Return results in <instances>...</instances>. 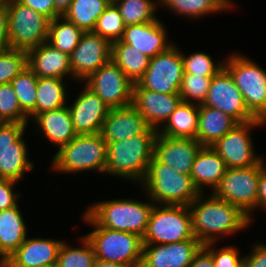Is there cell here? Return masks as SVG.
<instances>
[{"instance_id": "34", "label": "cell", "mask_w": 266, "mask_h": 267, "mask_svg": "<svg viewBox=\"0 0 266 267\" xmlns=\"http://www.w3.org/2000/svg\"><path fill=\"white\" fill-rule=\"evenodd\" d=\"M163 5L174 14L192 19L231 8L224 0H160Z\"/></svg>"}, {"instance_id": "21", "label": "cell", "mask_w": 266, "mask_h": 267, "mask_svg": "<svg viewBox=\"0 0 266 267\" xmlns=\"http://www.w3.org/2000/svg\"><path fill=\"white\" fill-rule=\"evenodd\" d=\"M149 128L145 118L131 104L111 108L103 122L100 134L108 144L144 134Z\"/></svg>"}, {"instance_id": "42", "label": "cell", "mask_w": 266, "mask_h": 267, "mask_svg": "<svg viewBox=\"0 0 266 267\" xmlns=\"http://www.w3.org/2000/svg\"><path fill=\"white\" fill-rule=\"evenodd\" d=\"M183 59L184 73L195 75H216L224 67L223 62L215 64L210 55L204 52H197L188 56L181 52Z\"/></svg>"}, {"instance_id": "6", "label": "cell", "mask_w": 266, "mask_h": 267, "mask_svg": "<svg viewBox=\"0 0 266 267\" xmlns=\"http://www.w3.org/2000/svg\"><path fill=\"white\" fill-rule=\"evenodd\" d=\"M106 154L107 143L100 133L76 135L55 153L51 170L64 174L85 170L105 173Z\"/></svg>"}, {"instance_id": "41", "label": "cell", "mask_w": 266, "mask_h": 267, "mask_svg": "<svg viewBox=\"0 0 266 267\" xmlns=\"http://www.w3.org/2000/svg\"><path fill=\"white\" fill-rule=\"evenodd\" d=\"M27 66V52L14 49L0 50V85L11 83Z\"/></svg>"}, {"instance_id": "47", "label": "cell", "mask_w": 266, "mask_h": 267, "mask_svg": "<svg viewBox=\"0 0 266 267\" xmlns=\"http://www.w3.org/2000/svg\"><path fill=\"white\" fill-rule=\"evenodd\" d=\"M9 49L7 4L0 3V50Z\"/></svg>"}, {"instance_id": "9", "label": "cell", "mask_w": 266, "mask_h": 267, "mask_svg": "<svg viewBox=\"0 0 266 267\" xmlns=\"http://www.w3.org/2000/svg\"><path fill=\"white\" fill-rule=\"evenodd\" d=\"M9 48L28 52L47 42L50 19L12 0L7 4Z\"/></svg>"}, {"instance_id": "1", "label": "cell", "mask_w": 266, "mask_h": 267, "mask_svg": "<svg viewBox=\"0 0 266 267\" xmlns=\"http://www.w3.org/2000/svg\"><path fill=\"white\" fill-rule=\"evenodd\" d=\"M203 193L188 205L194 236L203 244L216 243L218 236L231 235L249 226V216L238 206Z\"/></svg>"}, {"instance_id": "49", "label": "cell", "mask_w": 266, "mask_h": 267, "mask_svg": "<svg viewBox=\"0 0 266 267\" xmlns=\"http://www.w3.org/2000/svg\"><path fill=\"white\" fill-rule=\"evenodd\" d=\"M188 267H214L212 255L202 246Z\"/></svg>"}, {"instance_id": "40", "label": "cell", "mask_w": 266, "mask_h": 267, "mask_svg": "<svg viewBox=\"0 0 266 267\" xmlns=\"http://www.w3.org/2000/svg\"><path fill=\"white\" fill-rule=\"evenodd\" d=\"M11 83L0 85V122L28 123Z\"/></svg>"}, {"instance_id": "26", "label": "cell", "mask_w": 266, "mask_h": 267, "mask_svg": "<svg viewBox=\"0 0 266 267\" xmlns=\"http://www.w3.org/2000/svg\"><path fill=\"white\" fill-rule=\"evenodd\" d=\"M32 119L40 126L39 128L45 138L58 146L59 149L68 144L77 135L67 105L59 109L36 114Z\"/></svg>"}, {"instance_id": "50", "label": "cell", "mask_w": 266, "mask_h": 267, "mask_svg": "<svg viewBox=\"0 0 266 267\" xmlns=\"http://www.w3.org/2000/svg\"><path fill=\"white\" fill-rule=\"evenodd\" d=\"M55 4V10L60 15L63 16L65 12L68 10L71 2L73 0H53Z\"/></svg>"}, {"instance_id": "10", "label": "cell", "mask_w": 266, "mask_h": 267, "mask_svg": "<svg viewBox=\"0 0 266 267\" xmlns=\"http://www.w3.org/2000/svg\"><path fill=\"white\" fill-rule=\"evenodd\" d=\"M260 173L261 161L252 167L227 168L221 182L211 193L240 207L251 220L252 212L257 208Z\"/></svg>"}, {"instance_id": "17", "label": "cell", "mask_w": 266, "mask_h": 267, "mask_svg": "<svg viewBox=\"0 0 266 267\" xmlns=\"http://www.w3.org/2000/svg\"><path fill=\"white\" fill-rule=\"evenodd\" d=\"M203 244L196 238L169 244H143L140 267H188Z\"/></svg>"}, {"instance_id": "24", "label": "cell", "mask_w": 266, "mask_h": 267, "mask_svg": "<svg viewBox=\"0 0 266 267\" xmlns=\"http://www.w3.org/2000/svg\"><path fill=\"white\" fill-rule=\"evenodd\" d=\"M27 66L37 77H73L70 55L54 48L48 42L41 43L27 52Z\"/></svg>"}, {"instance_id": "2", "label": "cell", "mask_w": 266, "mask_h": 267, "mask_svg": "<svg viewBox=\"0 0 266 267\" xmlns=\"http://www.w3.org/2000/svg\"><path fill=\"white\" fill-rule=\"evenodd\" d=\"M156 135L157 130L150 127L144 134L108 143L105 174L141 184L153 158Z\"/></svg>"}, {"instance_id": "30", "label": "cell", "mask_w": 266, "mask_h": 267, "mask_svg": "<svg viewBox=\"0 0 266 267\" xmlns=\"http://www.w3.org/2000/svg\"><path fill=\"white\" fill-rule=\"evenodd\" d=\"M111 59L134 84L143 77L150 61V57L120 40L112 43Z\"/></svg>"}, {"instance_id": "3", "label": "cell", "mask_w": 266, "mask_h": 267, "mask_svg": "<svg viewBox=\"0 0 266 267\" xmlns=\"http://www.w3.org/2000/svg\"><path fill=\"white\" fill-rule=\"evenodd\" d=\"M142 184L149 200L158 205L188 206L200 194L191 176L178 173L154 156Z\"/></svg>"}, {"instance_id": "51", "label": "cell", "mask_w": 266, "mask_h": 267, "mask_svg": "<svg viewBox=\"0 0 266 267\" xmlns=\"http://www.w3.org/2000/svg\"><path fill=\"white\" fill-rule=\"evenodd\" d=\"M93 267H127L123 264L96 259Z\"/></svg>"}, {"instance_id": "23", "label": "cell", "mask_w": 266, "mask_h": 267, "mask_svg": "<svg viewBox=\"0 0 266 267\" xmlns=\"http://www.w3.org/2000/svg\"><path fill=\"white\" fill-rule=\"evenodd\" d=\"M167 37L166 27L157 19L148 23L127 25L120 41L152 58L173 46L174 43H168Z\"/></svg>"}, {"instance_id": "32", "label": "cell", "mask_w": 266, "mask_h": 267, "mask_svg": "<svg viewBox=\"0 0 266 267\" xmlns=\"http://www.w3.org/2000/svg\"><path fill=\"white\" fill-rule=\"evenodd\" d=\"M112 0H73L63 17L84 32H93L97 19Z\"/></svg>"}, {"instance_id": "39", "label": "cell", "mask_w": 266, "mask_h": 267, "mask_svg": "<svg viewBox=\"0 0 266 267\" xmlns=\"http://www.w3.org/2000/svg\"><path fill=\"white\" fill-rule=\"evenodd\" d=\"M214 75L184 73L179 94L183 102L203 104ZM194 100L196 102H194Z\"/></svg>"}, {"instance_id": "35", "label": "cell", "mask_w": 266, "mask_h": 267, "mask_svg": "<svg viewBox=\"0 0 266 267\" xmlns=\"http://www.w3.org/2000/svg\"><path fill=\"white\" fill-rule=\"evenodd\" d=\"M157 1V0H156ZM112 0L123 18L124 24H143L157 20L155 10L160 0Z\"/></svg>"}, {"instance_id": "43", "label": "cell", "mask_w": 266, "mask_h": 267, "mask_svg": "<svg viewBox=\"0 0 266 267\" xmlns=\"http://www.w3.org/2000/svg\"><path fill=\"white\" fill-rule=\"evenodd\" d=\"M215 243H208L203 247L212 255L214 267H238L244 257L240 258V251L236 247L227 246L215 249Z\"/></svg>"}, {"instance_id": "12", "label": "cell", "mask_w": 266, "mask_h": 267, "mask_svg": "<svg viewBox=\"0 0 266 267\" xmlns=\"http://www.w3.org/2000/svg\"><path fill=\"white\" fill-rule=\"evenodd\" d=\"M28 123H0V178L19 182L24 172L32 170L23 138Z\"/></svg>"}, {"instance_id": "33", "label": "cell", "mask_w": 266, "mask_h": 267, "mask_svg": "<svg viewBox=\"0 0 266 267\" xmlns=\"http://www.w3.org/2000/svg\"><path fill=\"white\" fill-rule=\"evenodd\" d=\"M83 34L84 31L76 24L60 16L49 22L47 42L54 48L70 55L79 44Z\"/></svg>"}, {"instance_id": "55", "label": "cell", "mask_w": 266, "mask_h": 267, "mask_svg": "<svg viewBox=\"0 0 266 267\" xmlns=\"http://www.w3.org/2000/svg\"><path fill=\"white\" fill-rule=\"evenodd\" d=\"M238 267H245L244 262H242Z\"/></svg>"}, {"instance_id": "52", "label": "cell", "mask_w": 266, "mask_h": 267, "mask_svg": "<svg viewBox=\"0 0 266 267\" xmlns=\"http://www.w3.org/2000/svg\"><path fill=\"white\" fill-rule=\"evenodd\" d=\"M10 1H12V0H0V3H2V4H8Z\"/></svg>"}, {"instance_id": "36", "label": "cell", "mask_w": 266, "mask_h": 267, "mask_svg": "<svg viewBox=\"0 0 266 267\" xmlns=\"http://www.w3.org/2000/svg\"><path fill=\"white\" fill-rule=\"evenodd\" d=\"M11 85L18 97L21 110L32 118L35 116L37 76L26 67L20 74L15 76Z\"/></svg>"}, {"instance_id": "25", "label": "cell", "mask_w": 266, "mask_h": 267, "mask_svg": "<svg viewBox=\"0 0 266 267\" xmlns=\"http://www.w3.org/2000/svg\"><path fill=\"white\" fill-rule=\"evenodd\" d=\"M226 170L225 161L219 154L210 146H203L193 162L190 176L200 193H203L205 186L212 188L213 192Z\"/></svg>"}, {"instance_id": "14", "label": "cell", "mask_w": 266, "mask_h": 267, "mask_svg": "<svg viewBox=\"0 0 266 267\" xmlns=\"http://www.w3.org/2000/svg\"><path fill=\"white\" fill-rule=\"evenodd\" d=\"M84 81L110 108L132 104L134 83L112 59Z\"/></svg>"}, {"instance_id": "38", "label": "cell", "mask_w": 266, "mask_h": 267, "mask_svg": "<svg viewBox=\"0 0 266 267\" xmlns=\"http://www.w3.org/2000/svg\"><path fill=\"white\" fill-rule=\"evenodd\" d=\"M125 27L119 9L111 2L97 19L93 33L100 35L112 44L122 38Z\"/></svg>"}, {"instance_id": "11", "label": "cell", "mask_w": 266, "mask_h": 267, "mask_svg": "<svg viewBox=\"0 0 266 267\" xmlns=\"http://www.w3.org/2000/svg\"><path fill=\"white\" fill-rule=\"evenodd\" d=\"M184 74L181 51L171 46L167 51L150 58L143 77L133 89H148L157 93H179Z\"/></svg>"}, {"instance_id": "54", "label": "cell", "mask_w": 266, "mask_h": 267, "mask_svg": "<svg viewBox=\"0 0 266 267\" xmlns=\"http://www.w3.org/2000/svg\"><path fill=\"white\" fill-rule=\"evenodd\" d=\"M0 267H9L5 262H0Z\"/></svg>"}, {"instance_id": "20", "label": "cell", "mask_w": 266, "mask_h": 267, "mask_svg": "<svg viewBox=\"0 0 266 267\" xmlns=\"http://www.w3.org/2000/svg\"><path fill=\"white\" fill-rule=\"evenodd\" d=\"M182 102L179 93H157L148 89H133L132 105L157 131Z\"/></svg>"}, {"instance_id": "8", "label": "cell", "mask_w": 266, "mask_h": 267, "mask_svg": "<svg viewBox=\"0 0 266 267\" xmlns=\"http://www.w3.org/2000/svg\"><path fill=\"white\" fill-rule=\"evenodd\" d=\"M188 206L154 204L143 244H169L194 238Z\"/></svg>"}, {"instance_id": "19", "label": "cell", "mask_w": 266, "mask_h": 267, "mask_svg": "<svg viewBox=\"0 0 266 267\" xmlns=\"http://www.w3.org/2000/svg\"><path fill=\"white\" fill-rule=\"evenodd\" d=\"M68 108L77 135L100 133L103 122L111 109L86 85Z\"/></svg>"}, {"instance_id": "46", "label": "cell", "mask_w": 266, "mask_h": 267, "mask_svg": "<svg viewBox=\"0 0 266 267\" xmlns=\"http://www.w3.org/2000/svg\"><path fill=\"white\" fill-rule=\"evenodd\" d=\"M243 257L245 267H266V245L257 243L251 254Z\"/></svg>"}, {"instance_id": "15", "label": "cell", "mask_w": 266, "mask_h": 267, "mask_svg": "<svg viewBox=\"0 0 266 267\" xmlns=\"http://www.w3.org/2000/svg\"><path fill=\"white\" fill-rule=\"evenodd\" d=\"M202 105L221 110L238 123L257 119L246 107L243 95L224 67L212 77L207 97Z\"/></svg>"}, {"instance_id": "28", "label": "cell", "mask_w": 266, "mask_h": 267, "mask_svg": "<svg viewBox=\"0 0 266 267\" xmlns=\"http://www.w3.org/2000/svg\"><path fill=\"white\" fill-rule=\"evenodd\" d=\"M239 123L216 108L199 105V124L196 140L202 146H212Z\"/></svg>"}, {"instance_id": "48", "label": "cell", "mask_w": 266, "mask_h": 267, "mask_svg": "<svg viewBox=\"0 0 266 267\" xmlns=\"http://www.w3.org/2000/svg\"><path fill=\"white\" fill-rule=\"evenodd\" d=\"M264 158L261 160V173L258 182L257 208L262 207L266 210V164Z\"/></svg>"}, {"instance_id": "37", "label": "cell", "mask_w": 266, "mask_h": 267, "mask_svg": "<svg viewBox=\"0 0 266 267\" xmlns=\"http://www.w3.org/2000/svg\"><path fill=\"white\" fill-rule=\"evenodd\" d=\"M83 247L73 248L62 242L56 267H93L96 260L95 251L90 241L84 236L80 238Z\"/></svg>"}, {"instance_id": "13", "label": "cell", "mask_w": 266, "mask_h": 267, "mask_svg": "<svg viewBox=\"0 0 266 267\" xmlns=\"http://www.w3.org/2000/svg\"><path fill=\"white\" fill-rule=\"evenodd\" d=\"M266 124L261 119L239 123L217 140L211 148L225 161L227 168H246L257 165L262 159L255 154L250 130ZM251 128V129H250Z\"/></svg>"}, {"instance_id": "53", "label": "cell", "mask_w": 266, "mask_h": 267, "mask_svg": "<svg viewBox=\"0 0 266 267\" xmlns=\"http://www.w3.org/2000/svg\"><path fill=\"white\" fill-rule=\"evenodd\" d=\"M231 8L233 7V3L230 0H224Z\"/></svg>"}, {"instance_id": "5", "label": "cell", "mask_w": 266, "mask_h": 267, "mask_svg": "<svg viewBox=\"0 0 266 267\" xmlns=\"http://www.w3.org/2000/svg\"><path fill=\"white\" fill-rule=\"evenodd\" d=\"M83 219L94 230L85 237L95 251L96 259L123 264L127 267H140L143 240L137 234L100 227L86 212Z\"/></svg>"}, {"instance_id": "45", "label": "cell", "mask_w": 266, "mask_h": 267, "mask_svg": "<svg viewBox=\"0 0 266 267\" xmlns=\"http://www.w3.org/2000/svg\"><path fill=\"white\" fill-rule=\"evenodd\" d=\"M20 3L29 6L34 11L45 15L50 20L60 17L55 10L53 0H17Z\"/></svg>"}, {"instance_id": "4", "label": "cell", "mask_w": 266, "mask_h": 267, "mask_svg": "<svg viewBox=\"0 0 266 267\" xmlns=\"http://www.w3.org/2000/svg\"><path fill=\"white\" fill-rule=\"evenodd\" d=\"M154 202L133 199L100 201L88 206L86 213L100 226L131 232L143 238Z\"/></svg>"}, {"instance_id": "27", "label": "cell", "mask_w": 266, "mask_h": 267, "mask_svg": "<svg viewBox=\"0 0 266 267\" xmlns=\"http://www.w3.org/2000/svg\"><path fill=\"white\" fill-rule=\"evenodd\" d=\"M26 227L18 205L0 211V262H5L27 238Z\"/></svg>"}, {"instance_id": "16", "label": "cell", "mask_w": 266, "mask_h": 267, "mask_svg": "<svg viewBox=\"0 0 266 267\" xmlns=\"http://www.w3.org/2000/svg\"><path fill=\"white\" fill-rule=\"evenodd\" d=\"M112 44L93 32H84L70 54L73 78L84 81L111 60Z\"/></svg>"}, {"instance_id": "44", "label": "cell", "mask_w": 266, "mask_h": 267, "mask_svg": "<svg viewBox=\"0 0 266 267\" xmlns=\"http://www.w3.org/2000/svg\"><path fill=\"white\" fill-rule=\"evenodd\" d=\"M18 183L13 180L0 178V211L17 206L20 193L13 191V186Z\"/></svg>"}, {"instance_id": "29", "label": "cell", "mask_w": 266, "mask_h": 267, "mask_svg": "<svg viewBox=\"0 0 266 267\" xmlns=\"http://www.w3.org/2000/svg\"><path fill=\"white\" fill-rule=\"evenodd\" d=\"M199 124V105L181 102L158 134L170 138L196 139Z\"/></svg>"}, {"instance_id": "22", "label": "cell", "mask_w": 266, "mask_h": 267, "mask_svg": "<svg viewBox=\"0 0 266 267\" xmlns=\"http://www.w3.org/2000/svg\"><path fill=\"white\" fill-rule=\"evenodd\" d=\"M62 242L40 237L26 238L5 263L9 267H56Z\"/></svg>"}, {"instance_id": "31", "label": "cell", "mask_w": 266, "mask_h": 267, "mask_svg": "<svg viewBox=\"0 0 266 267\" xmlns=\"http://www.w3.org/2000/svg\"><path fill=\"white\" fill-rule=\"evenodd\" d=\"M66 90L61 78L37 77L35 115L68 105Z\"/></svg>"}, {"instance_id": "7", "label": "cell", "mask_w": 266, "mask_h": 267, "mask_svg": "<svg viewBox=\"0 0 266 267\" xmlns=\"http://www.w3.org/2000/svg\"><path fill=\"white\" fill-rule=\"evenodd\" d=\"M224 68L243 95L248 110L266 122V71L240 54H232L225 59Z\"/></svg>"}, {"instance_id": "18", "label": "cell", "mask_w": 266, "mask_h": 267, "mask_svg": "<svg viewBox=\"0 0 266 267\" xmlns=\"http://www.w3.org/2000/svg\"><path fill=\"white\" fill-rule=\"evenodd\" d=\"M202 147L196 139L170 138L157 133L153 156L178 173L190 176L193 162Z\"/></svg>"}]
</instances>
